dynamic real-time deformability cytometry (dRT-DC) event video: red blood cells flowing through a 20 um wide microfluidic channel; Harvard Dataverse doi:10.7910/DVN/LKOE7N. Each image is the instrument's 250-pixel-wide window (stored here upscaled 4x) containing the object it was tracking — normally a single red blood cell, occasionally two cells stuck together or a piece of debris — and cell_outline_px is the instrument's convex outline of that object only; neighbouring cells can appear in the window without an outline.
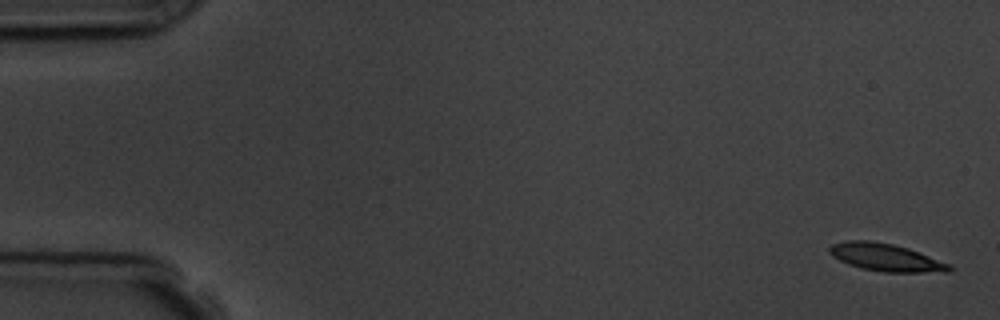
{"species": "common noctule bat (a hibernating species)", "species_latin": "Nyctalus noctula", "temperature_condition": "room temperature", "stored_images_in_passage": 8, "camera_frame_rate_fps": 3000, "um_per_image_px": 0.085, "animal": {"sex": "male", "body_mass_g": 19.5, "forearm_length_mm": 54.6}, "frame": {"image": 1, "passage_image": 1, "time_ms": 0.0, "image_size_px": [1000, 320], "cell_outline_px": [[956, 268], [952, 272], [884, 272], [860, 268], [848, 264], [832, 256], [828, 252], [828, 248], [832, 244], [848, 240], [868, 240], [892, 244], [908, 248], [952, 264]], "centroid_in_image_um": [75.35, 21.89], "position_along_channel_um": 9.7, "area_um2": 19.48}}
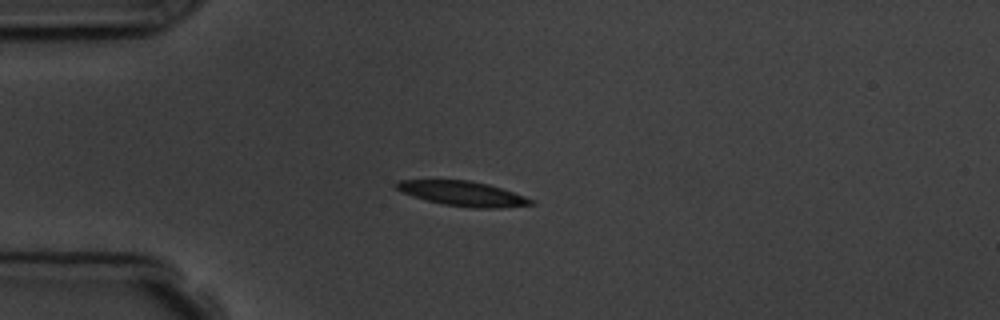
{"frame": {"image": 2, "passage_image": 5, "time_ms": 4.333, "image_size_px": [1000, 320], "cell_outline_px": [[536, 204], [500, 208], [472, 208], [444, 204], [428, 200], [404, 192], [396, 188], [392, 184], [396, 180], [468, 180], [488, 184], [536, 200]], "centroid_in_image_um": [39.37, 16.45], "position_along_channel_um": 45.6, "area_um2": 19.25}}